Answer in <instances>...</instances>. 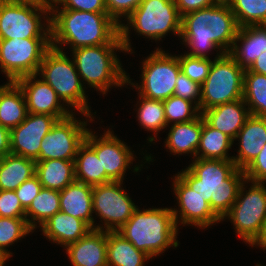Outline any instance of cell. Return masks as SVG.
<instances>
[{
    "label": "cell",
    "instance_id": "cell-27",
    "mask_svg": "<svg viewBox=\"0 0 266 266\" xmlns=\"http://www.w3.org/2000/svg\"><path fill=\"white\" fill-rule=\"evenodd\" d=\"M35 175L43 188L61 191L75 181L74 160L36 161Z\"/></svg>",
    "mask_w": 266,
    "mask_h": 266
},
{
    "label": "cell",
    "instance_id": "cell-24",
    "mask_svg": "<svg viewBox=\"0 0 266 266\" xmlns=\"http://www.w3.org/2000/svg\"><path fill=\"white\" fill-rule=\"evenodd\" d=\"M42 234L63 247L83 238L92 228L83 220L57 212L40 226Z\"/></svg>",
    "mask_w": 266,
    "mask_h": 266
},
{
    "label": "cell",
    "instance_id": "cell-37",
    "mask_svg": "<svg viewBox=\"0 0 266 266\" xmlns=\"http://www.w3.org/2000/svg\"><path fill=\"white\" fill-rule=\"evenodd\" d=\"M32 231L26 218L0 217V250L11 257L12 253L6 247H9Z\"/></svg>",
    "mask_w": 266,
    "mask_h": 266
},
{
    "label": "cell",
    "instance_id": "cell-52",
    "mask_svg": "<svg viewBox=\"0 0 266 266\" xmlns=\"http://www.w3.org/2000/svg\"><path fill=\"white\" fill-rule=\"evenodd\" d=\"M2 159H3V156L0 155V164H1V162H2Z\"/></svg>",
    "mask_w": 266,
    "mask_h": 266
},
{
    "label": "cell",
    "instance_id": "cell-15",
    "mask_svg": "<svg viewBox=\"0 0 266 266\" xmlns=\"http://www.w3.org/2000/svg\"><path fill=\"white\" fill-rule=\"evenodd\" d=\"M102 137L88 129L85 142L96 152L102 164V170L112 181L123 182L126 170L130 168L134 155L130 148L122 142L112 131L107 130Z\"/></svg>",
    "mask_w": 266,
    "mask_h": 266
},
{
    "label": "cell",
    "instance_id": "cell-18",
    "mask_svg": "<svg viewBox=\"0 0 266 266\" xmlns=\"http://www.w3.org/2000/svg\"><path fill=\"white\" fill-rule=\"evenodd\" d=\"M37 76L32 74L15 81L23 91L28 113L52 115L58 120L69 117L73 112L65 107L55 90Z\"/></svg>",
    "mask_w": 266,
    "mask_h": 266
},
{
    "label": "cell",
    "instance_id": "cell-26",
    "mask_svg": "<svg viewBox=\"0 0 266 266\" xmlns=\"http://www.w3.org/2000/svg\"><path fill=\"white\" fill-rule=\"evenodd\" d=\"M28 114L22 89L16 82L0 86V125L9 130L23 122Z\"/></svg>",
    "mask_w": 266,
    "mask_h": 266
},
{
    "label": "cell",
    "instance_id": "cell-5",
    "mask_svg": "<svg viewBox=\"0 0 266 266\" xmlns=\"http://www.w3.org/2000/svg\"><path fill=\"white\" fill-rule=\"evenodd\" d=\"M125 51L118 34L109 44L79 47L72 51L76 70L81 82L106 94L109 87H121L127 83V74L123 70L114 51Z\"/></svg>",
    "mask_w": 266,
    "mask_h": 266
},
{
    "label": "cell",
    "instance_id": "cell-45",
    "mask_svg": "<svg viewBox=\"0 0 266 266\" xmlns=\"http://www.w3.org/2000/svg\"><path fill=\"white\" fill-rule=\"evenodd\" d=\"M221 0H175L180 16L200 9L211 7Z\"/></svg>",
    "mask_w": 266,
    "mask_h": 266
},
{
    "label": "cell",
    "instance_id": "cell-35",
    "mask_svg": "<svg viewBox=\"0 0 266 266\" xmlns=\"http://www.w3.org/2000/svg\"><path fill=\"white\" fill-rule=\"evenodd\" d=\"M139 98L138 115L136 117L144 129L152 131L157 135V132L167 127L163 101L150 99L140 94Z\"/></svg>",
    "mask_w": 266,
    "mask_h": 266
},
{
    "label": "cell",
    "instance_id": "cell-36",
    "mask_svg": "<svg viewBox=\"0 0 266 266\" xmlns=\"http://www.w3.org/2000/svg\"><path fill=\"white\" fill-rule=\"evenodd\" d=\"M194 103L182 97L172 95L163 101L165 119L169 123H181L196 119L201 113Z\"/></svg>",
    "mask_w": 266,
    "mask_h": 266
},
{
    "label": "cell",
    "instance_id": "cell-11",
    "mask_svg": "<svg viewBox=\"0 0 266 266\" xmlns=\"http://www.w3.org/2000/svg\"><path fill=\"white\" fill-rule=\"evenodd\" d=\"M51 38L0 39V69L8 81L37 74Z\"/></svg>",
    "mask_w": 266,
    "mask_h": 266
},
{
    "label": "cell",
    "instance_id": "cell-3",
    "mask_svg": "<svg viewBox=\"0 0 266 266\" xmlns=\"http://www.w3.org/2000/svg\"><path fill=\"white\" fill-rule=\"evenodd\" d=\"M58 7L50 6L51 46L56 49L62 44H69L72 50L109 44L119 34V25L108 13L59 10Z\"/></svg>",
    "mask_w": 266,
    "mask_h": 266
},
{
    "label": "cell",
    "instance_id": "cell-38",
    "mask_svg": "<svg viewBox=\"0 0 266 266\" xmlns=\"http://www.w3.org/2000/svg\"><path fill=\"white\" fill-rule=\"evenodd\" d=\"M181 71L192 81L202 85L206 80L212 62L210 58L193 57L189 55H178Z\"/></svg>",
    "mask_w": 266,
    "mask_h": 266
},
{
    "label": "cell",
    "instance_id": "cell-49",
    "mask_svg": "<svg viewBox=\"0 0 266 266\" xmlns=\"http://www.w3.org/2000/svg\"><path fill=\"white\" fill-rule=\"evenodd\" d=\"M9 255L0 250V266H4L5 262L9 259Z\"/></svg>",
    "mask_w": 266,
    "mask_h": 266
},
{
    "label": "cell",
    "instance_id": "cell-28",
    "mask_svg": "<svg viewBox=\"0 0 266 266\" xmlns=\"http://www.w3.org/2000/svg\"><path fill=\"white\" fill-rule=\"evenodd\" d=\"M75 181L89 186H97L112 180L102 170L96 152L84 141L78 148L74 160Z\"/></svg>",
    "mask_w": 266,
    "mask_h": 266
},
{
    "label": "cell",
    "instance_id": "cell-21",
    "mask_svg": "<svg viewBox=\"0 0 266 266\" xmlns=\"http://www.w3.org/2000/svg\"><path fill=\"white\" fill-rule=\"evenodd\" d=\"M246 106L245 101L239 99L204 110L201 114L211 127L235 140L239 130L250 116L249 109Z\"/></svg>",
    "mask_w": 266,
    "mask_h": 266
},
{
    "label": "cell",
    "instance_id": "cell-39",
    "mask_svg": "<svg viewBox=\"0 0 266 266\" xmlns=\"http://www.w3.org/2000/svg\"><path fill=\"white\" fill-rule=\"evenodd\" d=\"M173 95L189 100L199 108L201 100V85L189 79L181 71L177 77Z\"/></svg>",
    "mask_w": 266,
    "mask_h": 266
},
{
    "label": "cell",
    "instance_id": "cell-1",
    "mask_svg": "<svg viewBox=\"0 0 266 266\" xmlns=\"http://www.w3.org/2000/svg\"><path fill=\"white\" fill-rule=\"evenodd\" d=\"M193 162L178 176L209 203L214 214L224 220L237 199L244 171L232 160L194 158Z\"/></svg>",
    "mask_w": 266,
    "mask_h": 266
},
{
    "label": "cell",
    "instance_id": "cell-19",
    "mask_svg": "<svg viewBox=\"0 0 266 266\" xmlns=\"http://www.w3.org/2000/svg\"><path fill=\"white\" fill-rule=\"evenodd\" d=\"M64 248L73 266H107V231L91 229Z\"/></svg>",
    "mask_w": 266,
    "mask_h": 266
},
{
    "label": "cell",
    "instance_id": "cell-4",
    "mask_svg": "<svg viewBox=\"0 0 266 266\" xmlns=\"http://www.w3.org/2000/svg\"><path fill=\"white\" fill-rule=\"evenodd\" d=\"M177 228L172 208H137L117 232L152 259L170 246L178 247Z\"/></svg>",
    "mask_w": 266,
    "mask_h": 266
},
{
    "label": "cell",
    "instance_id": "cell-29",
    "mask_svg": "<svg viewBox=\"0 0 266 266\" xmlns=\"http://www.w3.org/2000/svg\"><path fill=\"white\" fill-rule=\"evenodd\" d=\"M107 266H144L150 257L117 231L107 232Z\"/></svg>",
    "mask_w": 266,
    "mask_h": 266
},
{
    "label": "cell",
    "instance_id": "cell-20",
    "mask_svg": "<svg viewBox=\"0 0 266 266\" xmlns=\"http://www.w3.org/2000/svg\"><path fill=\"white\" fill-rule=\"evenodd\" d=\"M238 155L232 161L238 169L244 170L255 159L266 143V118L250 115L239 130Z\"/></svg>",
    "mask_w": 266,
    "mask_h": 266
},
{
    "label": "cell",
    "instance_id": "cell-46",
    "mask_svg": "<svg viewBox=\"0 0 266 266\" xmlns=\"http://www.w3.org/2000/svg\"><path fill=\"white\" fill-rule=\"evenodd\" d=\"M10 153V130L0 125V155L4 157Z\"/></svg>",
    "mask_w": 266,
    "mask_h": 266
},
{
    "label": "cell",
    "instance_id": "cell-43",
    "mask_svg": "<svg viewBox=\"0 0 266 266\" xmlns=\"http://www.w3.org/2000/svg\"><path fill=\"white\" fill-rule=\"evenodd\" d=\"M243 171L248 181L266 183V143L258 156Z\"/></svg>",
    "mask_w": 266,
    "mask_h": 266
},
{
    "label": "cell",
    "instance_id": "cell-31",
    "mask_svg": "<svg viewBox=\"0 0 266 266\" xmlns=\"http://www.w3.org/2000/svg\"><path fill=\"white\" fill-rule=\"evenodd\" d=\"M233 142L234 140L227 134L211 127L202 116V131L196 158L232 160L233 156L230 157L227 153Z\"/></svg>",
    "mask_w": 266,
    "mask_h": 266
},
{
    "label": "cell",
    "instance_id": "cell-47",
    "mask_svg": "<svg viewBox=\"0 0 266 266\" xmlns=\"http://www.w3.org/2000/svg\"><path fill=\"white\" fill-rule=\"evenodd\" d=\"M250 71L266 75V51L262 52L250 66Z\"/></svg>",
    "mask_w": 266,
    "mask_h": 266
},
{
    "label": "cell",
    "instance_id": "cell-17",
    "mask_svg": "<svg viewBox=\"0 0 266 266\" xmlns=\"http://www.w3.org/2000/svg\"><path fill=\"white\" fill-rule=\"evenodd\" d=\"M173 187L180 208V210L172 208L176 225L180 222L183 225H194L205 229L214 223L221 222L210 208L209 203L197 192L191 190L178 175L174 176Z\"/></svg>",
    "mask_w": 266,
    "mask_h": 266
},
{
    "label": "cell",
    "instance_id": "cell-8",
    "mask_svg": "<svg viewBox=\"0 0 266 266\" xmlns=\"http://www.w3.org/2000/svg\"><path fill=\"white\" fill-rule=\"evenodd\" d=\"M244 69L229 54L220 53L201 85L199 111L243 99Z\"/></svg>",
    "mask_w": 266,
    "mask_h": 266
},
{
    "label": "cell",
    "instance_id": "cell-2",
    "mask_svg": "<svg viewBox=\"0 0 266 266\" xmlns=\"http://www.w3.org/2000/svg\"><path fill=\"white\" fill-rule=\"evenodd\" d=\"M239 26L234 13L225 0L182 16L180 39L191 52L186 55L209 58L208 51L219 49L229 53Z\"/></svg>",
    "mask_w": 266,
    "mask_h": 266
},
{
    "label": "cell",
    "instance_id": "cell-16",
    "mask_svg": "<svg viewBox=\"0 0 266 266\" xmlns=\"http://www.w3.org/2000/svg\"><path fill=\"white\" fill-rule=\"evenodd\" d=\"M57 121L52 115L28 113L23 122L10 130L11 154L36 161L43 137Z\"/></svg>",
    "mask_w": 266,
    "mask_h": 266
},
{
    "label": "cell",
    "instance_id": "cell-40",
    "mask_svg": "<svg viewBox=\"0 0 266 266\" xmlns=\"http://www.w3.org/2000/svg\"><path fill=\"white\" fill-rule=\"evenodd\" d=\"M0 217L26 218V210L15 191L0 190Z\"/></svg>",
    "mask_w": 266,
    "mask_h": 266
},
{
    "label": "cell",
    "instance_id": "cell-33",
    "mask_svg": "<svg viewBox=\"0 0 266 266\" xmlns=\"http://www.w3.org/2000/svg\"><path fill=\"white\" fill-rule=\"evenodd\" d=\"M243 100L250 115L266 118V75L244 71Z\"/></svg>",
    "mask_w": 266,
    "mask_h": 266
},
{
    "label": "cell",
    "instance_id": "cell-51",
    "mask_svg": "<svg viewBox=\"0 0 266 266\" xmlns=\"http://www.w3.org/2000/svg\"><path fill=\"white\" fill-rule=\"evenodd\" d=\"M0 2H24V0H0Z\"/></svg>",
    "mask_w": 266,
    "mask_h": 266
},
{
    "label": "cell",
    "instance_id": "cell-6",
    "mask_svg": "<svg viewBox=\"0 0 266 266\" xmlns=\"http://www.w3.org/2000/svg\"><path fill=\"white\" fill-rule=\"evenodd\" d=\"M181 21L175 0H142L127 17V24H119V35L125 52L133 53L129 29L134 28L140 35L158 41L171 31L180 37Z\"/></svg>",
    "mask_w": 266,
    "mask_h": 266
},
{
    "label": "cell",
    "instance_id": "cell-7",
    "mask_svg": "<svg viewBox=\"0 0 266 266\" xmlns=\"http://www.w3.org/2000/svg\"><path fill=\"white\" fill-rule=\"evenodd\" d=\"M59 49L50 47L44 54L37 75L48 83L56 92L57 96L66 104L73 107L84 116L91 118L88 101L80 76L76 70L75 62Z\"/></svg>",
    "mask_w": 266,
    "mask_h": 266
},
{
    "label": "cell",
    "instance_id": "cell-22",
    "mask_svg": "<svg viewBox=\"0 0 266 266\" xmlns=\"http://www.w3.org/2000/svg\"><path fill=\"white\" fill-rule=\"evenodd\" d=\"M237 41L238 43L240 42L241 45L238 44ZM265 51L266 25H249L239 27L229 54L244 70H246L249 69L256 58Z\"/></svg>",
    "mask_w": 266,
    "mask_h": 266
},
{
    "label": "cell",
    "instance_id": "cell-30",
    "mask_svg": "<svg viewBox=\"0 0 266 266\" xmlns=\"http://www.w3.org/2000/svg\"><path fill=\"white\" fill-rule=\"evenodd\" d=\"M36 161L23 156L8 154L0 164V190L15 191L35 175Z\"/></svg>",
    "mask_w": 266,
    "mask_h": 266
},
{
    "label": "cell",
    "instance_id": "cell-13",
    "mask_svg": "<svg viewBox=\"0 0 266 266\" xmlns=\"http://www.w3.org/2000/svg\"><path fill=\"white\" fill-rule=\"evenodd\" d=\"M122 183L111 181L93 187V212L104 221V226L96 225L95 229L118 231L137 210L138 206L121 187Z\"/></svg>",
    "mask_w": 266,
    "mask_h": 266
},
{
    "label": "cell",
    "instance_id": "cell-10",
    "mask_svg": "<svg viewBox=\"0 0 266 266\" xmlns=\"http://www.w3.org/2000/svg\"><path fill=\"white\" fill-rule=\"evenodd\" d=\"M248 182L252 184L244 193V184H248ZM227 217L233 223L237 235L251 245L260 234L266 221L265 183L245 179L239 188L235 203L224 216V218Z\"/></svg>",
    "mask_w": 266,
    "mask_h": 266
},
{
    "label": "cell",
    "instance_id": "cell-50",
    "mask_svg": "<svg viewBox=\"0 0 266 266\" xmlns=\"http://www.w3.org/2000/svg\"><path fill=\"white\" fill-rule=\"evenodd\" d=\"M27 1H35V2H38V3H42V4H45V5H48V6H51L55 0H24V2H27Z\"/></svg>",
    "mask_w": 266,
    "mask_h": 266
},
{
    "label": "cell",
    "instance_id": "cell-32",
    "mask_svg": "<svg viewBox=\"0 0 266 266\" xmlns=\"http://www.w3.org/2000/svg\"><path fill=\"white\" fill-rule=\"evenodd\" d=\"M57 212H60L59 191L42 188L26 209V221L29 227L34 230L37 227V223H39V226L43 225Z\"/></svg>",
    "mask_w": 266,
    "mask_h": 266
},
{
    "label": "cell",
    "instance_id": "cell-14",
    "mask_svg": "<svg viewBox=\"0 0 266 266\" xmlns=\"http://www.w3.org/2000/svg\"><path fill=\"white\" fill-rule=\"evenodd\" d=\"M74 112L67 118L58 120L43 137L39 158L36 161L49 159L75 160L79 146L84 142L88 131L87 121L74 118Z\"/></svg>",
    "mask_w": 266,
    "mask_h": 266
},
{
    "label": "cell",
    "instance_id": "cell-25",
    "mask_svg": "<svg viewBox=\"0 0 266 266\" xmlns=\"http://www.w3.org/2000/svg\"><path fill=\"white\" fill-rule=\"evenodd\" d=\"M201 131L202 114L192 121L173 123L166 138L165 147L174 153V155L190 153L196 158Z\"/></svg>",
    "mask_w": 266,
    "mask_h": 266
},
{
    "label": "cell",
    "instance_id": "cell-12",
    "mask_svg": "<svg viewBox=\"0 0 266 266\" xmlns=\"http://www.w3.org/2000/svg\"><path fill=\"white\" fill-rule=\"evenodd\" d=\"M142 63L141 85L131 82L129 75L126 84H131L138 89V94L150 99L164 101L171 97L181 72L178 56L169 55L157 48Z\"/></svg>",
    "mask_w": 266,
    "mask_h": 266
},
{
    "label": "cell",
    "instance_id": "cell-44",
    "mask_svg": "<svg viewBox=\"0 0 266 266\" xmlns=\"http://www.w3.org/2000/svg\"><path fill=\"white\" fill-rule=\"evenodd\" d=\"M42 184L36 175L32 176L24 183H22L16 190L15 193L19 198L22 207L26 210L33 199L40 193Z\"/></svg>",
    "mask_w": 266,
    "mask_h": 266
},
{
    "label": "cell",
    "instance_id": "cell-9",
    "mask_svg": "<svg viewBox=\"0 0 266 266\" xmlns=\"http://www.w3.org/2000/svg\"><path fill=\"white\" fill-rule=\"evenodd\" d=\"M50 15V6L35 1L0 2V39L51 38Z\"/></svg>",
    "mask_w": 266,
    "mask_h": 266
},
{
    "label": "cell",
    "instance_id": "cell-34",
    "mask_svg": "<svg viewBox=\"0 0 266 266\" xmlns=\"http://www.w3.org/2000/svg\"><path fill=\"white\" fill-rule=\"evenodd\" d=\"M239 27L266 25V0H225Z\"/></svg>",
    "mask_w": 266,
    "mask_h": 266
},
{
    "label": "cell",
    "instance_id": "cell-23",
    "mask_svg": "<svg viewBox=\"0 0 266 266\" xmlns=\"http://www.w3.org/2000/svg\"><path fill=\"white\" fill-rule=\"evenodd\" d=\"M92 193V186L74 181L59 191L60 211L85 221L92 229H95L92 217L94 213Z\"/></svg>",
    "mask_w": 266,
    "mask_h": 266
},
{
    "label": "cell",
    "instance_id": "cell-41",
    "mask_svg": "<svg viewBox=\"0 0 266 266\" xmlns=\"http://www.w3.org/2000/svg\"><path fill=\"white\" fill-rule=\"evenodd\" d=\"M142 0H105L108 15L119 25V19H126L141 3Z\"/></svg>",
    "mask_w": 266,
    "mask_h": 266
},
{
    "label": "cell",
    "instance_id": "cell-48",
    "mask_svg": "<svg viewBox=\"0 0 266 266\" xmlns=\"http://www.w3.org/2000/svg\"><path fill=\"white\" fill-rule=\"evenodd\" d=\"M254 245L260 246L261 249L263 248L266 250V221L264 222L262 226V230L260 234L250 246H254Z\"/></svg>",
    "mask_w": 266,
    "mask_h": 266
},
{
    "label": "cell",
    "instance_id": "cell-42",
    "mask_svg": "<svg viewBox=\"0 0 266 266\" xmlns=\"http://www.w3.org/2000/svg\"><path fill=\"white\" fill-rule=\"evenodd\" d=\"M53 4H61L62 9L107 13L105 0H55Z\"/></svg>",
    "mask_w": 266,
    "mask_h": 266
}]
</instances>
